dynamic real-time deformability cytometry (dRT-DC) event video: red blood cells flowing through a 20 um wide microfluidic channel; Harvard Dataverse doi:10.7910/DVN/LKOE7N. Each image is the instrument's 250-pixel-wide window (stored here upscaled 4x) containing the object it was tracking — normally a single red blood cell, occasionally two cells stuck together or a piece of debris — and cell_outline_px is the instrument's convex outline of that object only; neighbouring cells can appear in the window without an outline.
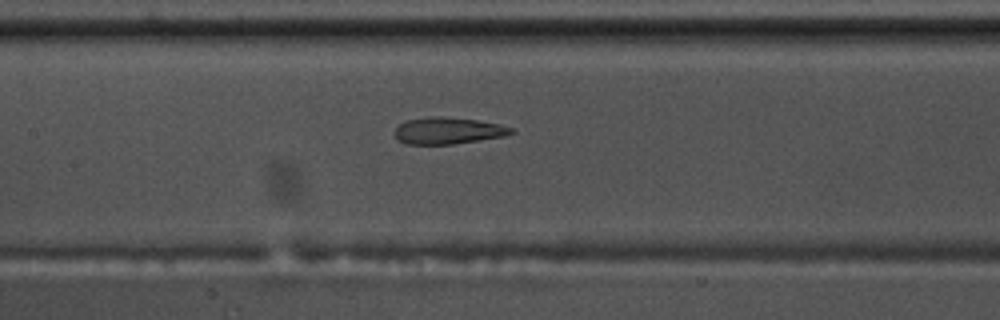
{"species": "common noctule bat (a hibernating species)", "species_latin": "Nyctalus noctula", "temperature_condition": "warm", "stored_images_in_passage": 34, "camera_frame_rate_fps": 3000, "um_per_image_px": 0.085, "animal": {"sex": "male", "body_mass_g": 17.5, "forearm_length_mm": 52.3}, "frame": {"image": 1, "passage_image": 10, "time_ms": 3.0, "image_size_px": [1000, 320], "cell_outline_px": [[516, 132], [504, 136], [452, 144], [404, 144], [396, 140], [396, 128], [400, 124], [408, 120], [428, 116], [444, 116], [476, 120], [500, 124], [516, 128]], "centroid_in_image_um": [38.11, 11.1], "position_along_channel_um": 169.3, "area_um2": 18.21}}
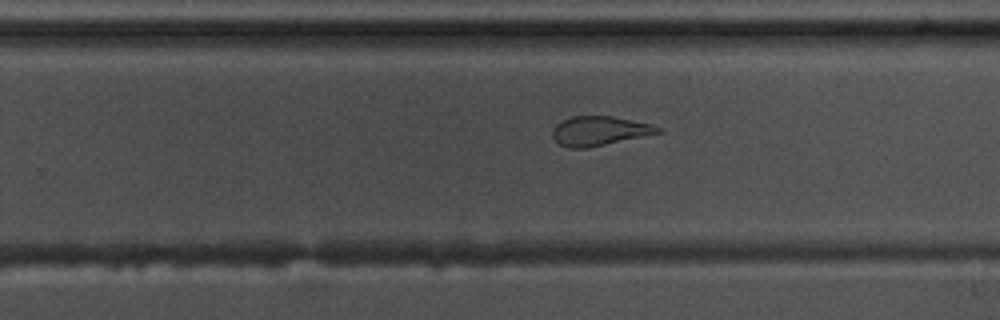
{"frame": {"image": 2, "passage_image": 19, "time_ms": 6.0, "image_size_px": [1000, 320], "cell_outline_px": [[664, 132], [588, 148], [568, 148], [560, 144], [552, 136], [552, 128], [556, 124], [572, 116], [612, 116], [648, 124], [664, 128]], "centroid_in_image_um": [50.96, 11.13], "position_along_channel_um": 278.8, "area_um2": 17.98}}
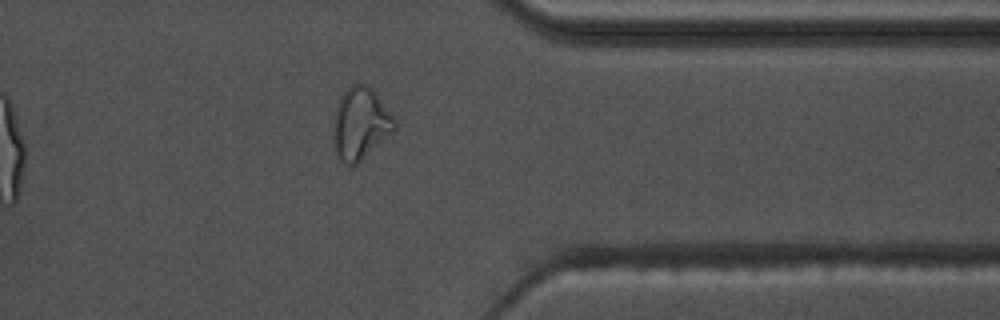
{"frame": {"image": 3, "passage_image": 28, "time_ms": 9.0, "image_size_px": [1000, 320], "cell_outline_px": [[396, 128], [392, 132], [356, 164], [344, 164], [340, 160], [336, 152], [336, 108], [340, 96], [352, 84], [372, 84], [396, 120]], "centroid_in_image_um": [30.7, 10.43], "position_along_channel_um": 380.7, "area_um2": 25.09}, "authors_computed_cell_mechanics": {"area_um2": 19.5653, "velocity_mm_per_s": 3.661, "shape_relaxation_time_tau1_ms": null, "shape_relaxation_time_tau2_ms": 1.5361, "deformation_change_tau1": null, "deformation_change_tau2": 0.0965}}